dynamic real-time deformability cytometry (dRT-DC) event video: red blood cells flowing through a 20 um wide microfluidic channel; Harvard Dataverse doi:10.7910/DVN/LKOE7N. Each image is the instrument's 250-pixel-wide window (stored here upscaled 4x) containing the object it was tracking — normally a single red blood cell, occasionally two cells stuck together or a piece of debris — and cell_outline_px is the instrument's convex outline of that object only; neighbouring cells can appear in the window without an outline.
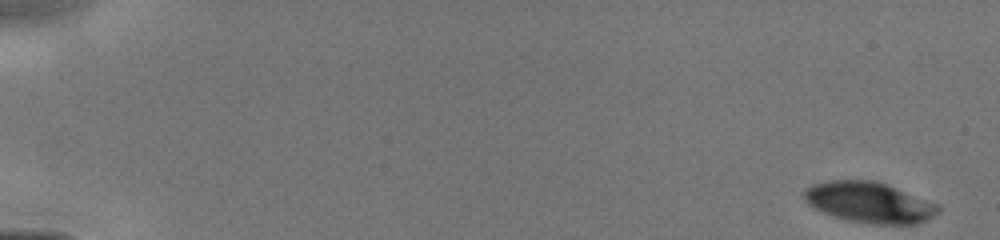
{"species": "human", "species_latin": "Homo sapiens", "temperature_condition": "cold", "stored_images_in_passage": 33, "camera_frame_rate_fps": 3000, "um_per_image_px": 0.085, "donor": {"sex": "male"}, "frame": {"image": 1, "passage_image": 1, "time_ms": 0.0, "image_size_px": [1000, 240], "cell_outline_px": [[940, 212], [916, 224], [868, 224], [844, 220], [832, 216], [812, 208], [804, 200], [804, 188], [812, 184], [828, 180], [876, 180], [940, 204]], "centroid_in_image_um": [73.86, 17.2], "position_along_channel_um": 11.1, "area_um2": 32.31}}
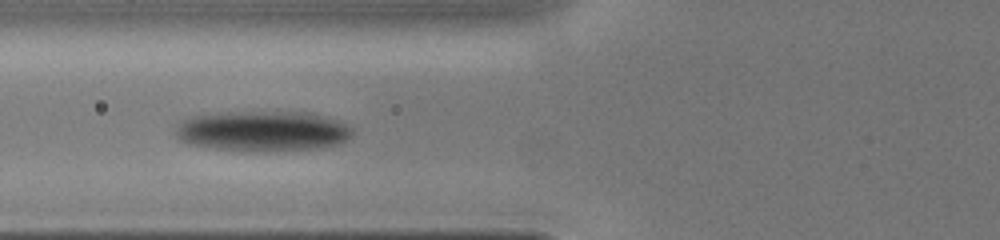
{"frame": {"image": 2, "passage_image": 14, "time_ms": 6.0, "image_size_px": [1000, 240], "cell_outline_px": [[352, 136], [336, 144], [320, 148], [256, 152], [216, 148], [188, 144], [180, 140], [176, 136], [176, 128], [180, 120], [192, 116], [216, 112], [276, 108], [312, 112], [336, 120], [352, 128]], "centroid_in_image_um": [22.3, 11.08], "position_along_channel_um": 103.5, "area_um2": 43.18}}
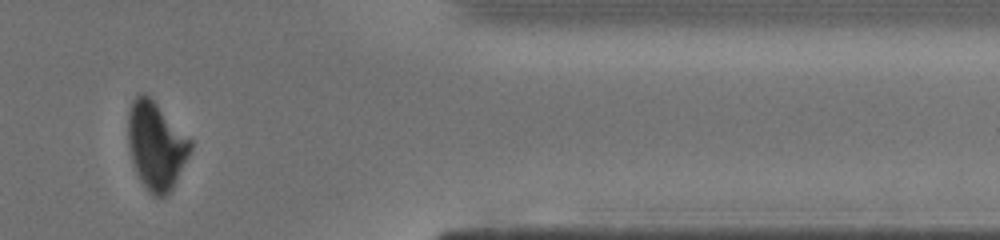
{"frame": {"image": 3, "passage_image": 29, "time_ms": 13.0, "image_size_px": [1000, 240], "cell_outline_px": [[192, 148], [168, 196], [152, 196], [148, 192], [140, 180], [132, 164], [128, 148], [128, 112], [132, 100], [136, 96], [144, 92], [192, 140]], "centroid_in_image_um": [13.24, 12.4], "position_along_channel_um": 398.2, "area_um2": 31.73}}